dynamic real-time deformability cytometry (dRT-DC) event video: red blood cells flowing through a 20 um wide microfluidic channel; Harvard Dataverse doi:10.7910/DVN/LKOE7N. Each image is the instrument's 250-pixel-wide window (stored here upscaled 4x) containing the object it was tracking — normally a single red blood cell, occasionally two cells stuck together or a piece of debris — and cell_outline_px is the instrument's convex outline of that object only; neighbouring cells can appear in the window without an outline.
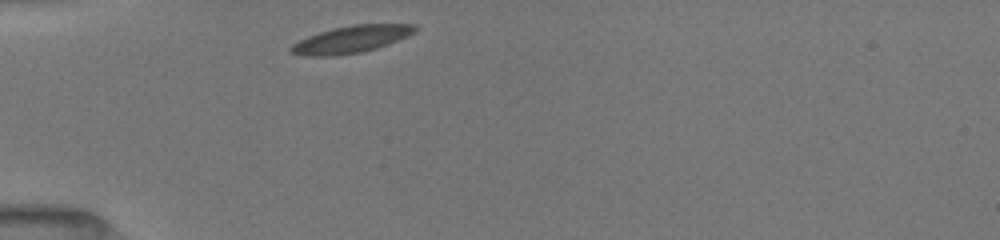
{"species": "common noctule bat (a hibernating species)", "species_latin": "Nyctalus noctula", "temperature_condition": "room temperature", "stored_images_in_passage": 33, "camera_frame_rate_fps": 3000, "um_per_image_px": 0.085, "animal": {"sex": "female", "body_mass_g": 19.5, "forearm_length_mm": 54.1}, "frame": {"image": 1, "passage_image": 1, "time_ms": 0.0, "image_size_px": [1000, 240], "cell_outline_px": [[416, 28], [412, 32], [388, 44], [376, 48], [360, 52], [332, 56], [304, 56], [292, 52], [288, 48], [292, 44], [308, 36], [332, 28], [352, 24], [416, 24]], "centroid_in_image_um": [29.79, 3.34], "position_along_channel_um": 55.2, "area_um2": 19.25}}
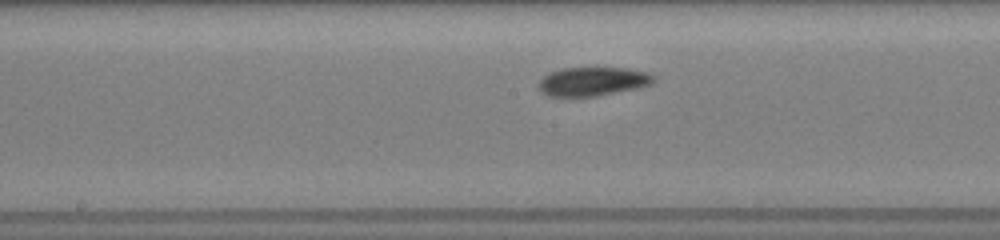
{"frame": {"image": 2, "passage_image": 13, "time_ms": 4.0, "image_size_px": [1000, 240], "cell_outline_px": [[656, 80], [652, 84], [640, 88], [596, 96], [548, 96], [540, 92], [540, 80], [544, 76], [552, 72], [564, 68], [624, 68], [648, 72], [656, 76]], "centroid_in_image_um": [50.45, 6.93], "position_along_channel_um": 197.7, "area_um2": 19.31}}
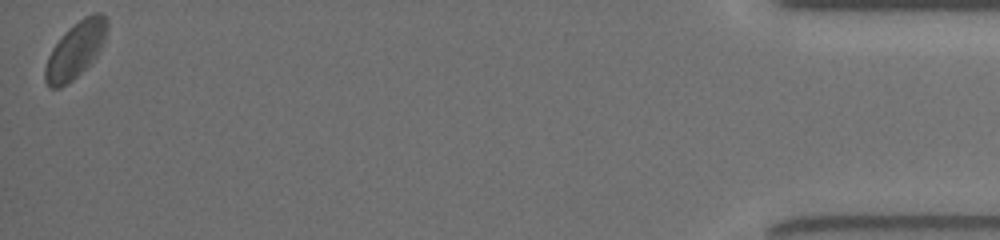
{"frame": {"image": 3, "passage_image": 33, "time_ms": 12.0, "image_size_px": [1000, 240], "cell_outline_px": [[108, 32], [96, 56], [72, 80], [60, 88], [48, 88], [44, 80], [44, 68], [48, 56], [52, 48], [80, 20], [96, 12], [100, 12], [108, 20]], "centroid_in_image_um": [6.41, 4.29], "position_along_channel_um": 428.8, "area_um2": 19.65}, "authors_computed_cell_mechanics": {"area_um2": 19.2474, "velocity_mm_per_s": 3.9199, "shape_relaxation_time_tau1_ms": 2.7307, "shape_relaxation_time_tau2_ms": 2.4929, "deformation_change_tau1": 0.0917, "deformation_change_tau2": 0.0595}}